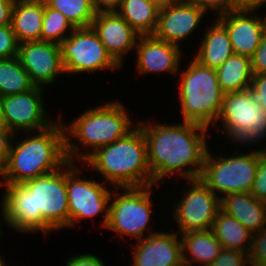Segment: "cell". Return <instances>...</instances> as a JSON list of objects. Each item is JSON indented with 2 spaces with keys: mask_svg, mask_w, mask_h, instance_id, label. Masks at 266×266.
Wrapping results in <instances>:
<instances>
[{
  "mask_svg": "<svg viewBox=\"0 0 266 266\" xmlns=\"http://www.w3.org/2000/svg\"><path fill=\"white\" fill-rule=\"evenodd\" d=\"M65 266H105V263L95 254L85 253L69 258Z\"/></svg>",
  "mask_w": 266,
  "mask_h": 266,
  "instance_id": "obj_38",
  "label": "cell"
},
{
  "mask_svg": "<svg viewBox=\"0 0 266 266\" xmlns=\"http://www.w3.org/2000/svg\"><path fill=\"white\" fill-rule=\"evenodd\" d=\"M16 138V134L10 131L5 125H0V171L5 167L12 141Z\"/></svg>",
  "mask_w": 266,
  "mask_h": 266,
  "instance_id": "obj_35",
  "label": "cell"
},
{
  "mask_svg": "<svg viewBox=\"0 0 266 266\" xmlns=\"http://www.w3.org/2000/svg\"><path fill=\"white\" fill-rule=\"evenodd\" d=\"M175 44L159 40L153 35H140L135 47L136 69L139 74L171 73L177 75L182 60V50Z\"/></svg>",
  "mask_w": 266,
  "mask_h": 266,
  "instance_id": "obj_19",
  "label": "cell"
},
{
  "mask_svg": "<svg viewBox=\"0 0 266 266\" xmlns=\"http://www.w3.org/2000/svg\"><path fill=\"white\" fill-rule=\"evenodd\" d=\"M19 42L11 24L0 27V60L18 56Z\"/></svg>",
  "mask_w": 266,
  "mask_h": 266,
  "instance_id": "obj_32",
  "label": "cell"
},
{
  "mask_svg": "<svg viewBox=\"0 0 266 266\" xmlns=\"http://www.w3.org/2000/svg\"><path fill=\"white\" fill-rule=\"evenodd\" d=\"M216 75L225 93L247 90L254 75L251 59L244 55L234 54L216 69Z\"/></svg>",
  "mask_w": 266,
  "mask_h": 266,
  "instance_id": "obj_25",
  "label": "cell"
},
{
  "mask_svg": "<svg viewBox=\"0 0 266 266\" xmlns=\"http://www.w3.org/2000/svg\"><path fill=\"white\" fill-rule=\"evenodd\" d=\"M82 164L97 170L112 189L153 185L146 139L138 124L124 137L96 149Z\"/></svg>",
  "mask_w": 266,
  "mask_h": 266,
  "instance_id": "obj_4",
  "label": "cell"
},
{
  "mask_svg": "<svg viewBox=\"0 0 266 266\" xmlns=\"http://www.w3.org/2000/svg\"><path fill=\"white\" fill-rule=\"evenodd\" d=\"M120 102L108 101L96 108H89L74 118L75 120L64 125L68 161L75 162L76 157L79 163L83 162L96 149L124 137L136 126L129 118L127 108ZM73 137L79 140L80 147L73 143ZM86 147L92 152L87 151Z\"/></svg>",
  "mask_w": 266,
  "mask_h": 266,
  "instance_id": "obj_5",
  "label": "cell"
},
{
  "mask_svg": "<svg viewBox=\"0 0 266 266\" xmlns=\"http://www.w3.org/2000/svg\"><path fill=\"white\" fill-rule=\"evenodd\" d=\"M123 0H92L95 13L116 12Z\"/></svg>",
  "mask_w": 266,
  "mask_h": 266,
  "instance_id": "obj_40",
  "label": "cell"
},
{
  "mask_svg": "<svg viewBox=\"0 0 266 266\" xmlns=\"http://www.w3.org/2000/svg\"><path fill=\"white\" fill-rule=\"evenodd\" d=\"M226 137L238 146L257 145L266 139V112L260 103L251 100L248 90L226 92L216 120ZM253 143V144H252Z\"/></svg>",
  "mask_w": 266,
  "mask_h": 266,
  "instance_id": "obj_8",
  "label": "cell"
},
{
  "mask_svg": "<svg viewBox=\"0 0 266 266\" xmlns=\"http://www.w3.org/2000/svg\"><path fill=\"white\" fill-rule=\"evenodd\" d=\"M15 0H0V27L11 24V12Z\"/></svg>",
  "mask_w": 266,
  "mask_h": 266,
  "instance_id": "obj_41",
  "label": "cell"
},
{
  "mask_svg": "<svg viewBox=\"0 0 266 266\" xmlns=\"http://www.w3.org/2000/svg\"><path fill=\"white\" fill-rule=\"evenodd\" d=\"M250 59L253 74L266 73V31L262 36L260 45Z\"/></svg>",
  "mask_w": 266,
  "mask_h": 266,
  "instance_id": "obj_36",
  "label": "cell"
},
{
  "mask_svg": "<svg viewBox=\"0 0 266 266\" xmlns=\"http://www.w3.org/2000/svg\"><path fill=\"white\" fill-rule=\"evenodd\" d=\"M266 5V0H229L230 10L256 11Z\"/></svg>",
  "mask_w": 266,
  "mask_h": 266,
  "instance_id": "obj_39",
  "label": "cell"
},
{
  "mask_svg": "<svg viewBox=\"0 0 266 266\" xmlns=\"http://www.w3.org/2000/svg\"><path fill=\"white\" fill-rule=\"evenodd\" d=\"M213 155L207 151L199 179L220 198L226 194L250 193L258 167V149L228 157Z\"/></svg>",
  "mask_w": 266,
  "mask_h": 266,
  "instance_id": "obj_7",
  "label": "cell"
},
{
  "mask_svg": "<svg viewBox=\"0 0 266 266\" xmlns=\"http://www.w3.org/2000/svg\"><path fill=\"white\" fill-rule=\"evenodd\" d=\"M220 207L253 234L266 226V203L251 193L226 194L220 198Z\"/></svg>",
  "mask_w": 266,
  "mask_h": 266,
  "instance_id": "obj_20",
  "label": "cell"
},
{
  "mask_svg": "<svg viewBox=\"0 0 266 266\" xmlns=\"http://www.w3.org/2000/svg\"><path fill=\"white\" fill-rule=\"evenodd\" d=\"M66 164L55 172L22 184L0 183L3 221L16 232H43L69 229ZM65 169V170H64ZM6 187V188H5Z\"/></svg>",
  "mask_w": 266,
  "mask_h": 266,
  "instance_id": "obj_1",
  "label": "cell"
},
{
  "mask_svg": "<svg viewBox=\"0 0 266 266\" xmlns=\"http://www.w3.org/2000/svg\"><path fill=\"white\" fill-rule=\"evenodd\" d=\"M60 49L67 75L122 68L106 51L91 26L76 28L60 43Z\"/></svg>",
  "mask_w": 266,
  "mask_h": 266,
  "instance_id": "obj_11",
  "label": "cell"
},
{
  "mask_svg": "<svg viewBox=\"0 0 266 266\" xmlns=\"http://www.w3.org/2000/svg\"><path fill=\"white\" fill-rule=\"evenodd\" d=\"M136 124L142 128L146 139L153 185L158 187L168 176H180L185 181L200 178L209 148L207 127L186 121L175 125L164 121L148 124L138 121Z\"/></svg>",
  "mask_w": 266,
  "mask_h": 266,
  "instance_id": "obj_2",
  "label": "cell"
},
{
  "mask_svg": "<svg viewBox=\"0 0 266 266\" xmlns=\"http://www.w3.org/2000/svg\"><path fill=\"white\" fill-rule=\"evenodd\" d=\"M35 87L17 56L0 60V95H14Z\"/></svg>",
  "mask_w": 266,
  "mask_h": 266,
  "instance_id": "obj_27",
  "label": "cell"
},
{
  "mask_svg": "<svg viewBox=\"0 0 266 266\" xmlns=\"http://www.w3.org/2000/svg\"><path fill=\"white\" fill-rule=\"evenodd\" d=\"M207 266H251L249 254L239 250L222 249L217 258Z\"/></svg>",
  "mask_w": 266,
  "mask_h": 266,
  "instance_id": "obj_33",
  "label": "cell"
},
{
  "mask_svg": "<svg viewBox=\"0 0 266 266\" xmlns=\"http://www.w3.org/2000/svg\"><path fill=\"white\" fill-rule=\"evenodd\" d=\"M2 239H0V241H1ZM7 264H5V262H4V260H3V258L1 257V255H0V266H6Z\"/></svg>",
  "mask_w": 266,
  "mask_h": 266,
  "instance_id": "obj_44",
  "label": "cell"
},
{
  "mask_svg": "<svg viewBox=\"0 0 266 266\" xmlns=\"http://www.w3.org/2000/svg\"><path fill=\"white\" fill-rule=\"evenodd\" d=\"M82 170L68 161L66 163V188L69 210V229L77 225L82 219H92L95 215H102L101 225L106 227L108 222L109 203L112 190L93 180L82 179ZM80 177H79V176Z\"/></svg>",
  "mask_w": 266,
  "mask_h": 266,
  "instance_id": "obj_10",
  "label": "cell"
},
{
  "mask_svg": "<svg viewBox=\"0 0 266 266\" xmlns=\"http://www.w3.org/2000/svg\"><path fill=\"white\" fill-rule=\"evenodd\" d=\"M45 4L61 12L75 28L89 27L95 18L92 0H44Z\"/></svg>",
  "mask_w": 266,
  "mask_h": 266,
  "instance_id": "obj_28",
  "label": "cell"
},
{
  "mask_svg": "<svg viewBox=\"0 0 266 266\" xmlns=\"http://www.w3.org/2000/svg\"><path fill=\"white\" fill-rule=\"evenodd\" d=\"M213 25L204 31L198 52L194 59L212 69L219 68L230 56L234 55L230 37L226 28L216 19Z\"/></svg>",
  "mask_w": 266,
  "mask_h": 266,
  "instance_id": "obj_22",
  "label": "cell"
},
{
  "mask_svg": "<svg viewBox=\"0 0 266 266\" xmlns=\"http://www.w3.org/2000/svg\"><path fill=\"white\" fill-rule=\"evenodd\" d=\"M182 71L178 72L181 73L178 99L183 121L215 127L225 94L219 85L216 69L204 66L193 58Z\"/></svg>",
  "mask_w": 266,
  "mask_h": 266,
  "instance_id": "obj_6",
  "label": "cell"
},
{
  "mask_svg": "<svg viewBox=\"0 0 266 266\" xmlns=\"http://www.w3.org/2000/svg\"><path fill=\"white\" fill-rule=\"evenodd\" d=\"M177 232H156L132 248V266H183L182 242Z\"/></svg>",
  "mask_w": 266,
  "mask_h": 266,
  "instance_id": "obj_17",
  "label": "cell"
},
{
  "mask_svg": "<svg viewBox=\"0 0 266 266\" xmlns=\"http://www.w3.org/2000/svg\"><path fill=\"white\" fill-rule=\"evenodd\" d=\"M91 27L106 51L122 67L126 54L135 51L140 35L117 12L97 13Z\"/></svg>",
  "mask_w": 266,
  "mask_h": 266,
  "instance_id": "obj_18",
  "label": "cell"
},
{
  "mask_svg": "<svg viewBox=\"0 0 266 266\" xmlns=\"http://www.w3.org/2000/svg\"><path fill=\"white\" fill-rule=\"evenodd\" d=\"M247 90L251 100L260 103V107L266 112V73L254 74Z\"/></svg>",
  "mask_w": 266,
  "mask_h": 266,
  "instance_id": "obj_34",
  "label": "cell"
},
{
  "mask_svg": "<svg viewBox=\"0 0 266 266\" xmlns=\"http://www.w3.org/2000/svg\"><path fill=\"white\" fill-rule=\"evenodd\" d=\"M61 119L60 113L48 128L34 132L35 135L30 132L19 143L12 141L7 163L0 171V183L22 184L55 172L68 162Z\"/></svg>",
  "mask_w": 266,
  "mask_h": 266,
  "instance_id": "obj_3",
  "label": "cell"
},
{
  "mask_svg": "<svg viewBox=\"0 0 266 266\" xmlns=\"http://www.w3.org/2000/svg\"><path fill=\"white\" fill-rule=\"evenodd\" d=\"M249 261L251 266H266V226L252 235Z\"/></svg>",
  "mask_w": 266,
  "mask_h": 266,
  "instance_id": "obj_31",
  "label": "cell"
},
{
  "mask_svg": "<svg viewBox=\"0 0 266 266\" xmlns=\"http://www.w3.org/2000/svg\"><path fill=\"white\" fill-rule=\"evenodd\" d=\"M206 13L189 0H177L160 8L157 26L152 34L155 38L179 46L203 22Z\"/></svg>",
  "mask_w": 266,
  "mask_h": 266,
  "instance_id": "obj_15",
  "label": "cell"
},
{
  "mask_svg": "<svg viewBox=\"0 0 266 266\" xmlns=\"http://www.w3.org/2000/svg\"><path fill=\"white\" fill-rule=\"evenodd\" d=\"M44 87L35 86L26 92L7 95L3 99L5 126L14 134L41 131L52 125L43 101ZM33 131V132H32Z\"/></svg>",
  "mask_w": 266,
  "mask_h": 266,
  "instance_id": "obj_13",
  "label": "cell"
},
{
  "mask_svg": "<svg viewBox=\"0 0 266 266\" xmlns=\"http://www.w3.org/2000/svg\"><path fill=\"white\" fill-rule=\"evenodd\" d=\"M224 249L239 250L246 254L250 253L252 235L238 220L219 210L212 229Z\"/></svg>",
  "mask_w": 266,
  "mask_h": 266,
  "instance_id": "obj_24",
  "label": "cell"
},
{
  "mask_svg": "<svg viewBox=\"0 0 266 266\" xmlns=\"http://www.w3.org/2000/svg\"><path fill=\"white\" fill-rule=\"evenodd\" d=\"M3 99L4 97L0 95V125H5L3 116Z\"/></svg>",
  "mask_w": 266,
  "mask_h": 266,
  "instance_id": "obj_43",
  "label": "cell"
},
{
  "mask_svg": "<svg viewBox=\"0 0 266 266\" xmlns=\"http://www.w3.org/2000/svg\"><path fill=\"white\" fill-rule=\"evenodd\" d=\"M188 190L173 205V221L179 234L211 230L221 209L218 197L200 179L188 180Z\"/></svg>",
  "mask_w": 266,
  "mask_h": 266,
  "instance_id": "obj_12",
  "label": "cell"
},
{
  "mask_svg": "<svg viewBox=\"0 0 266 266\" xmlns=\"http://www.w3.org/2000/svg\"><path fill=\"white\" fill-rule=\"evenodd\" d=\"M44 19V0H15L11 26L20 43L39 41Z\"/></svg>",
  "mask_w": 266,
  "mask_h": 266,
  "instance_id": "obj_21",
  "label": "cell"
},
{
  "mask_svg": "<svg viewBox=\"0 0 266 266\" xmlns=\"http://www.w3.org/2000/svg\"><path fill=\"white\" fill-rule=\"evenodd\" d=\"M250 193L259 201L266 203V149L258 148V167Z\"/></svg>",
  "mask_w": 266,
  "mask_h": 266,
  "instance_id": "obj_30",
  "label": "cell"
},
{
  "mask_svg": "<svg viewBox=\"0 0 266 266\" xmlns=\"http://www.w3.org/2000/svg\"><path fill=\"white\" fill-rule=\"evenodd\" d=\"M200 7L205 13L215 11L217 17L230 11L229 0H189Z\"/></svg>",
  "mask_w": 266,
  "mask_h": 266,
  "instance_id": "obj_37",
  "label": "cell"
},
{
  "mask_svg": "<svg viewBox=\"0 0 266 266\" xmlns=\"http://www.w3.org/2000/svg\"><path fill=\"white\" fill-rule=\"evenodd\" d=\"M149 1L154 3L157 7L163 8V7H166L170 4H172L173 2H175L177 0H149Z\"/></svg>",
  "mask_w": 266,
  "mask_h": 266,
  "instance_id": "obj_42",
  "label": "cell"
},
{
  "mask_svg": "<svg viewBox=\"0 0 266 266\" xmlns=\"http://www.w3.org/2000/svg\"><path fill=\"white\" fill-rule=\"evenodd\" d=\"M154 186L118 188L123 190L119 194L112 190L105 229L119 233L120 237L131 236L137 241L158 232L148 228L152 220L151 192Z\"/></svg>",
  "mask_w": 266,
  "mask_h": 266,
  "instance_id": "obj_9",
  "label": "cell"
},
{
  "mask_svg": "<svg viewBox=\"0 0 266 266\" xmlns=\"http://www.w3.org/2000/svg\"><path fill=\"white\" fill-rule=\"evenodd\" d=\"M0 220H1V219H0ZM1 224H2V223H0V238H1V236H2V232H3V231H2Z\"/></svg>",
  "mask_w": 266,
  "mask_h": 266,
  "instance_id": "obj_45",
  "label": "cell"
},
{
  "mask_svg": "<svg viewBox=\"0 0 266 266\" xmlns=\"http://www.w3.org/2000/svg\"><path fill=\"white\" fill-rule=\"evenodd\" d=\"M179 236L182 242L183 266L210 265L223 249L212 230L190 231Z\"/></svg>",
  "mask_w": 266,
  "mask_h": 266,
  "instance_id": "obj_23",
  "label": "cell"
},
{
  "mask_svg": "<svg viewBox=\"0 0 266 266\" xmlns=\"http://www.w3.org/2000/svg\"><path fill=\"white\" fill-rule=\"evenodd\" d=\"M228 31L234 53L251 57L266 31V16L255 11L230 10L216 18Z\"/></svg>",
  "mask_w": 266,
  "mask_h": 266,
  "instance_id": "obj_16",
  "label": "cell"
},
{
  "mask_svg": "<svg viewBox=\"0 0 266 266\" xmlns=\"http://www.w3.org/2000/svg\"><path fill=\"white\" fill-rule=\"evenodd\" d=\"M17 57L35 86L51 85L58 75H65L60 44L42 40L20 43Z\"/></svg>",
  "mask_w": 266,
  "mask_h": 266,
  "instance_id": "obj_14",
  "label": "cell"
},
{
  "mask_svg": "<svg viewBox=\"0 0 266 266\" xmlns=\"http://www.w3.org/2000/svg\"><path fill=\"white\" fill-rule=\"evenodd\" d=\"M75 29L61 12L48 7L44 2V19L40 40L60 44Z\"/></svg>",
  "mask_w": 266,
  "mask_h": 266,
  "instance_id": "obj_29",
  "label": "cell"
},
{
  "mask_svg": "<svg viewBox=\"0 0 266 266\" xmlns=\"http://www.w3.org/2000/svg\"><path fill=\"white\" fill-rule=\"evenodd\" d=\"M159 7L149 0H123L116 11L139 35H152Z\"/></svg>",
  "mask_w": 266,
  "mask_h": 266,
  "instance_id": "obj_26",
  "label": "cell"
}]
</instances>
